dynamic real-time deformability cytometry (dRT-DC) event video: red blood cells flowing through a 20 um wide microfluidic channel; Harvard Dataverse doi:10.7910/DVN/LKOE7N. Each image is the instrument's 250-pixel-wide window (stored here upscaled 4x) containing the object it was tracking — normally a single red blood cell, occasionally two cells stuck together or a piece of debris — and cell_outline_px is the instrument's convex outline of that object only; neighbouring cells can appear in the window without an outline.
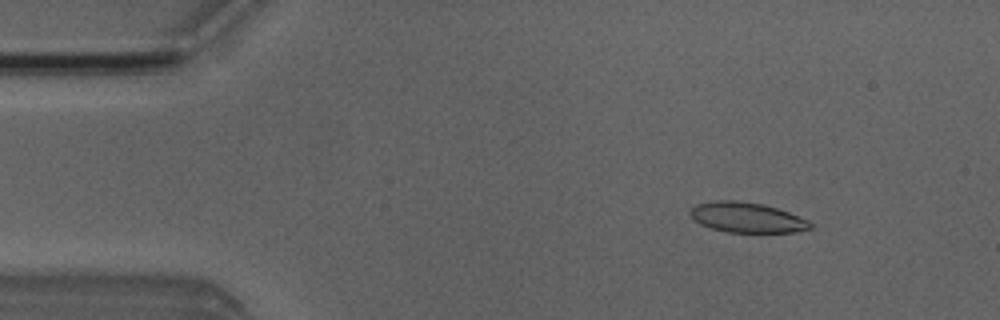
{"species": "Egyptian fruit bat (a non-hibernating species)", "species_latin": "Rousettus aegyptiacus", "temperature_condition": "room temperature", "stored_images_in_passage": 4, "camera_frame_rate_fps": 3000, "um_per_image_px": 0.085, "animal": {"sex": "male"}, "frame": {"image": 1, "passage_image": 1, "time_ms": 0.0, "image_size_px": [1000, 320], "cell_outline_px": [[812, 228], [796, 232], [728, 232], [712, 228], [700, 224], [688, 212], [696, 204], [716, 200], [736, 200], [764, 204], [788, 212], [808, 220], [812, 224]], "centroid_in_image_um": [63.49, 18.48], "position_along_channel_um": 21.5, "area_um2": 20.98}}